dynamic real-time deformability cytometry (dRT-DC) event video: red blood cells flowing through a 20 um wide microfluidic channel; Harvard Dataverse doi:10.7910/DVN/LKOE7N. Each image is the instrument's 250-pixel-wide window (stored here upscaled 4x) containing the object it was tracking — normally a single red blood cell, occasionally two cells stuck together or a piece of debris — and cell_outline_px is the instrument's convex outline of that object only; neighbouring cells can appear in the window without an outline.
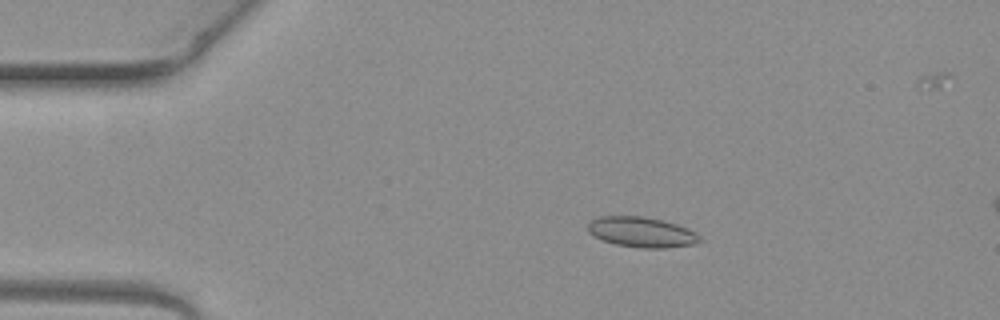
{"species": "common noctule bat (a hibernating species)", "species_latin": "Nyctalus noctula", "temperature_condition": "warm", "stored_images_in_passage": 4, "camera_frame_rate_fps": 3000, "um_per_image_px": 0.085, "animal": {"sex": "female", "body_mass_g": 19.3, "forearm_length_mm": 54.1}, "frame": {"image": 1, "passage_image": 2, "time_ms": 0.333, "image_size_px": [1000, 320], "cell_outline_px": [[704, 240], [696, 244], [664, 248], [640, 248], [616, 244], [604, 240], [588, 232], [588, 224], [592, 220], [600, 216], [644, 216], [664, 220], [688, 228], [696, 232]], "centroid_in_image_um": [54.6, 19.73], "position_along_channel_um": 30.4, "area_um2": 19.83}}